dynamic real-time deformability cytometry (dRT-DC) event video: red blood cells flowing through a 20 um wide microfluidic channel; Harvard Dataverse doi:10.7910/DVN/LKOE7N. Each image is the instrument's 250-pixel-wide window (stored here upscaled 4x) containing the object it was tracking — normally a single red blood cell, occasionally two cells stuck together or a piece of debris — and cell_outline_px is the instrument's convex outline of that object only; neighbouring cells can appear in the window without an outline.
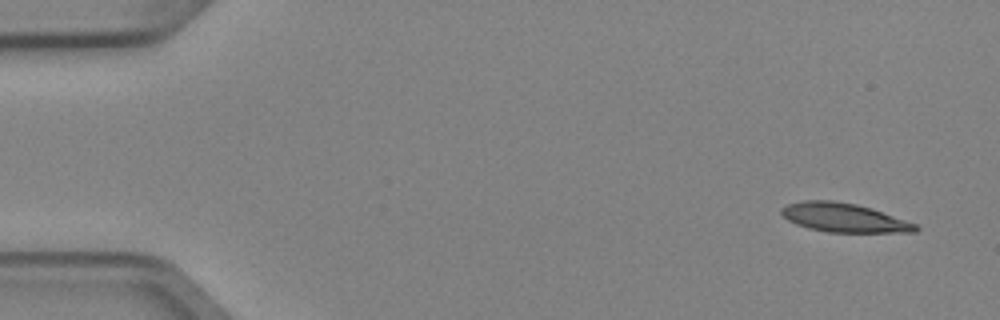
{"species": "Egyptian fruit bat (a non-hibernating species)", "species_latin": "Rousettus aegyptiacus", "temperature_condition": "cold", "stored_images_in_passage": 5, "camera_frame_rate_fps": 3000, "um_per_image_px": 0.085, "animal": {"sex": "female"}, "frame": {"image": 1, "passage_image": 1, "time_ms": 0.0, "image_size_px": [1000, 320], "cell_outline_px": [[920, 228], [916, 232], [828, 232], [808, 228], [796, 224], [788, 220], [780, 212], [780, 208], [788, 204], [804, 200], [832, 200], [856, 204], [872, 208], [916, 224]], "centroid_in_image_um": [71.72, 18.5], "position_along_channel_um": 13.3, "area_um2": 22.54}}
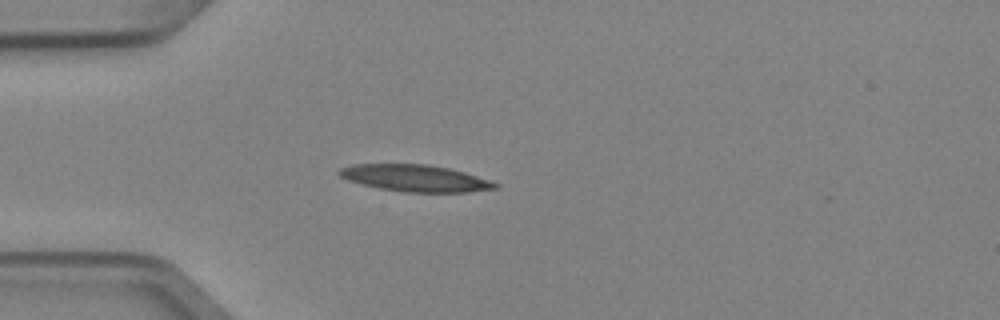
{"frame": {"image": 2, "passage_image": 4, "time_ms": 1.0, "image_size_px": [1000, 320], "cell_outline_px": [[500, 188], [468, 192], [404, 192], [380, 188], [360, 184], [348, 180], [340, 176], [336, 172], [340, 168], [352, 164], [428, 164], [448, 168], [464, 172], [500, 184]], "centroid_in_image_um": [35.28, 15.14], "position_along_channel_um": 49.7, "area_um2": 24.33}}